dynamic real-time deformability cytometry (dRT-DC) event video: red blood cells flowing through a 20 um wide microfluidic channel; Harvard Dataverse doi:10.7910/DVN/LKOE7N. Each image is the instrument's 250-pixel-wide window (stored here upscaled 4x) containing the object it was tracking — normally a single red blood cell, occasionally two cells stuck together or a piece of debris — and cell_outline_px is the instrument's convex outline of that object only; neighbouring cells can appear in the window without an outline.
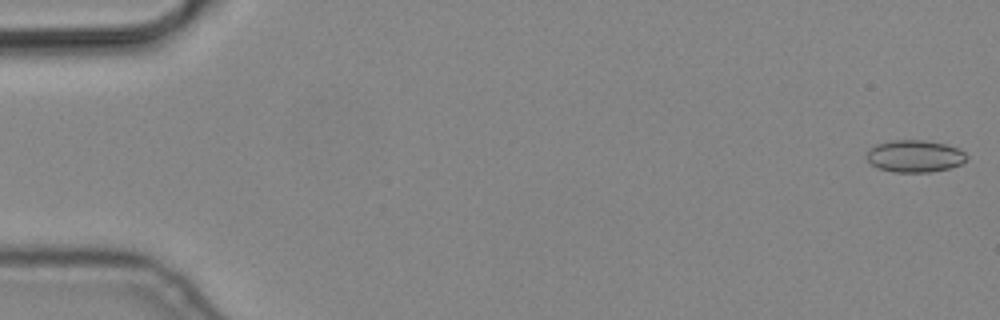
{"species": "common noctule bat (a hibernating species)", "species_latin": "Nyctalus noctula", "temperature_condition": "cold", "stored_images_in_passage": 5, "camera_frame_rate_fps": 3000, "um_per_image_px": 0.085, "animal": {"sex": "male", "body_mass_g": 19.2, "forearm_length_mm": 51.8}, "frame": {"image": 1, "passage_image": 1, "time_ms": 0.0, "image_size_px": [1000, 320], "cell_outline_px": [[968, 160], [960, 164], [948, 168], [928, 172], [892, 172], [880, 168], [872, 164], [868, 160], [868, 152], [876, 144], [892, 140], [924, 140], [944, 144], [960, 148], [968, 156]], "centroid_in_image_um": [77.8, 13.27], "position_along_channel_um": 7.2, "area_um2": 18.55}}
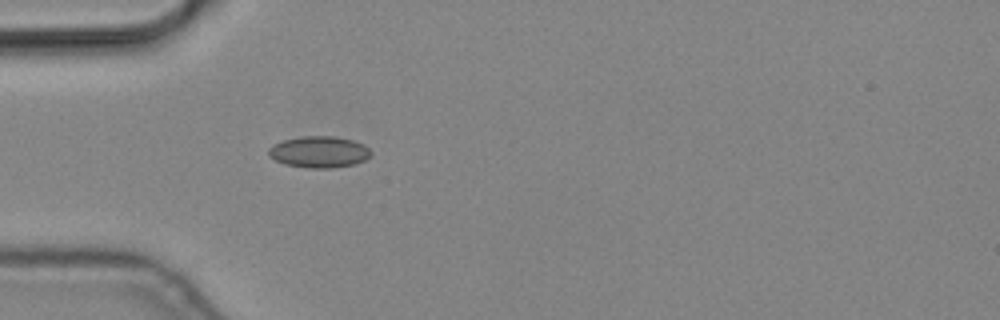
{"frame": {"image": 2, "passage_image": 5, "time_ms": 1.333, "image_size_px": [1000, 320], "cell_outline_px": [[372, 156], [364, 160], [352, 164], [332, 168], [312, 168], [284, 164], [268, 156], [268, 148], [272, 144], [284, 140], [300, 136], [336, 136], [352, 140], [364, 144], [372, 152]], "centroid_in_image_um": [27.12, 12.9], "position_along_channel_um": 57.9, "area_um2": 18.84}}